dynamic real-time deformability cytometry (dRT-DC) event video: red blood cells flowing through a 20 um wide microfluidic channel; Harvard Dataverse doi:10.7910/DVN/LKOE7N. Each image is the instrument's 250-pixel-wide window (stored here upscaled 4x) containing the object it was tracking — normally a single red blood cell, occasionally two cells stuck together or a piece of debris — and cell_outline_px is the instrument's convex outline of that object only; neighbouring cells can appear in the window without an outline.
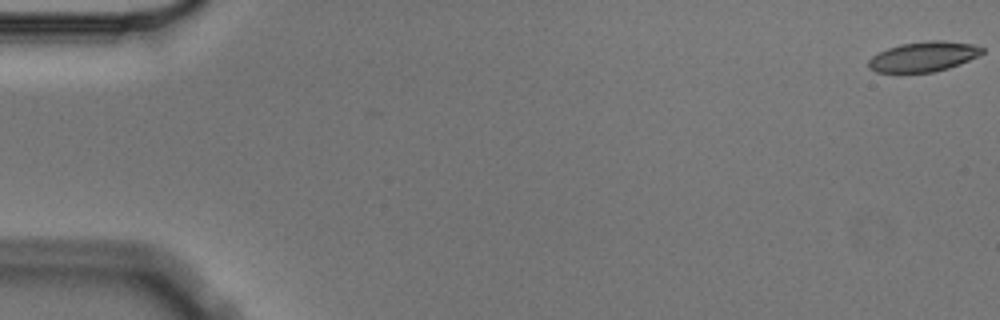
{"species": "Egyptian fruit bat (a non-hibernating species)", "species_latin": "Rousettus aegyptiacus", "temperature_condition": "cold", "stored_images_in_passage": 6, "camera_frame_rate_fps": 3000, "um_per_image_px": 0.085, "animal": {"sex": "male"}, "frame": {"image": 1, "passage_image": 1, "time_ms": 0.0, "image_size_px": [1000, 320], "cell_outline_px": [[984, 52], [960, 64], [948, 68], [932, 72], [876, 72], [868, 68], [868, 60], [872, 56], [888, 48], [900, 44], [928, 40], [944, 40], [972, 44], [984, 48]], "centroid_in_image_um": [78.48, 4.8], "position_along_channel_um": 6.5, "area_um2": 19.77}}
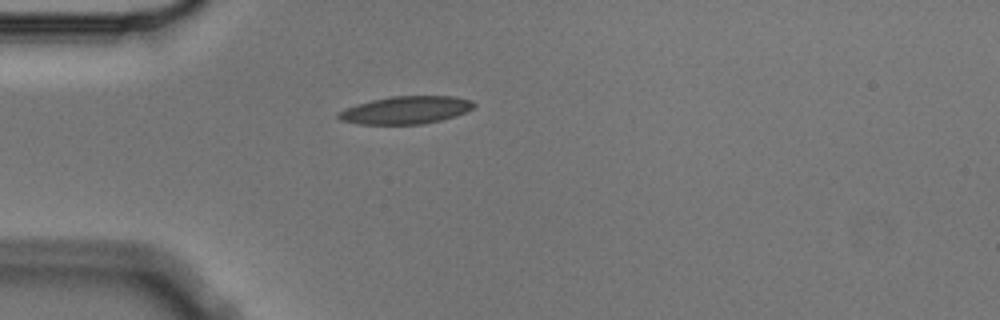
{"frame": {"image": 2, "passage_image": 5, "time_ms": 1.333, "image_size_px": [1000, 320], "cell_outline_px": [[476, 104], [472, 108], [456, 116], [424, 124], [360, 124], [340, 120], [336, 116], [336, 112], [344, 108], [356, 104], [372, 100], [392, 96], [456, 96], [472, 100]], "centroid_in_image_um": [34.47, 9.35], "position_along_channel_um": 50.5, "area_um2": 21.96}}